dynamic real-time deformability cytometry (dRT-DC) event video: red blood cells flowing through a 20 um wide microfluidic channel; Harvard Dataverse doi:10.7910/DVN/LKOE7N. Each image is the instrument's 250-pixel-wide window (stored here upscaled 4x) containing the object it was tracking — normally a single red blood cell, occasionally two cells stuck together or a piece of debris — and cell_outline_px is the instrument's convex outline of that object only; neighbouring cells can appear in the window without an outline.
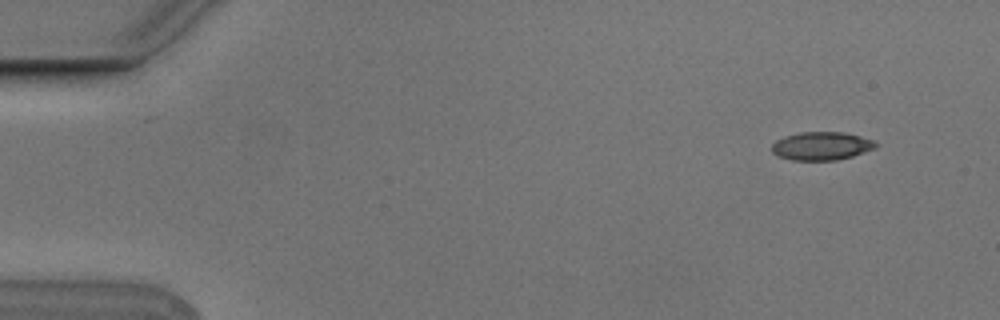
{"species": "Egyptian fruit bat (a non-hibernating species)", "species_latin": "Rousettus aegyptiacus", "temperature_condition": "cold", "stored_images_in_passage": 4, "camera_frame_rate_fps": 3000, "um_per_image_px": 0.085, "animal": {"sex": "male"}, "frame": {"image": 1, "passage_image": 2, "time_ms": 0.333, "image_size_px": [1000, 320], "cell_outline_px": [[880, 144], [876, 148], [852, 156], [836, 160], [792, 160], [776, 156], [772, 152], [772, 144], [776, 140], [784, 136], [800, 132], [844, 132], [860, 136], [872, 140]], "centroid_in_image_um": [69.82, 12.41], "position_along_channel_um": 15.2, "area_um2": 17.22}}